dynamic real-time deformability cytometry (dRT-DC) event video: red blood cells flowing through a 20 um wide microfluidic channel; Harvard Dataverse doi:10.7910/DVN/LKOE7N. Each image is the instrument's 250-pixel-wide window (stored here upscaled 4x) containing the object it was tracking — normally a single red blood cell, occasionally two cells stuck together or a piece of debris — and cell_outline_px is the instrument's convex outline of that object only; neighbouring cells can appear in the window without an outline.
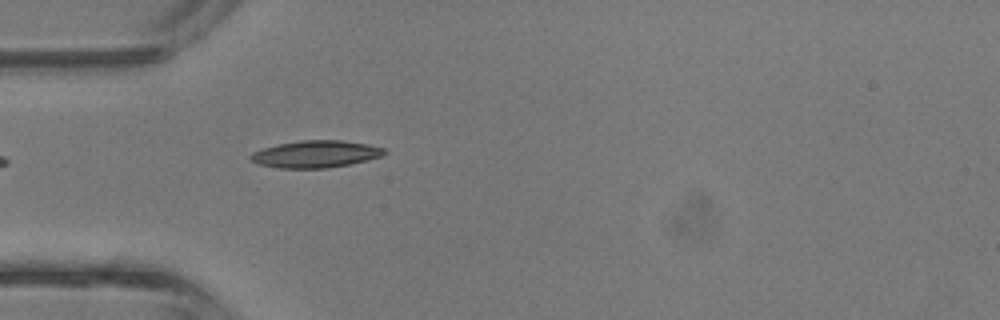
{"species": "common noctule bat (a hibernating species)", "species_latin": "Nyctalus noctula", "temperature_condition": "room temperature", "stored_images_in_passage": 29, "camera_frame_rate_fps": 3000, "um_per_image_px": 0.085, "animal": {"sex": "male", "body_mass_g": 13.3}, "frame": {"image": 1, "passage_image": 1, "time_ms": 0.0, "image_size_px": [1000, 320], "cell_outline_px": [[388, 152], [384, 156], [348, 164], [324, 168], [280, 168], [260, 164], [252, 160], [248, 156], [252, 152], [276, 144], [300, 140], [340, 140], [368, 144], [384, 148]], "centroid_in_image_um": [26.85, 13.08], "position_along_channel_um": 58.2, "area_um2": 21.04}}
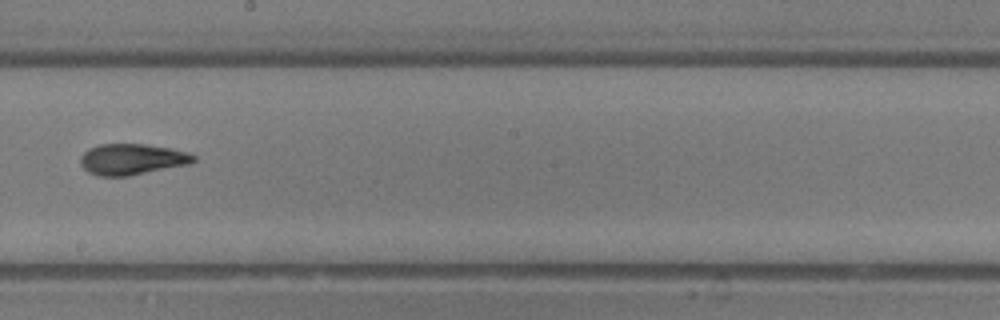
{"frame": {"image": 2, "passage_image": 12, "time_ms": 3.667, "image_size_px": [1000, 320], "cell_outline_px": [[196, 160], [188, 164], [128, 176], [100, 176], [88, 172], [80, 164], [80, 156], [88, 148], [100, 144], [144, 144], [172, 148], [188, 152], [196, 156]], "centroid_in_image_um": [11.2, 13.53], "position_along_channel_um": 237.0, "area_um2": 20.46}}
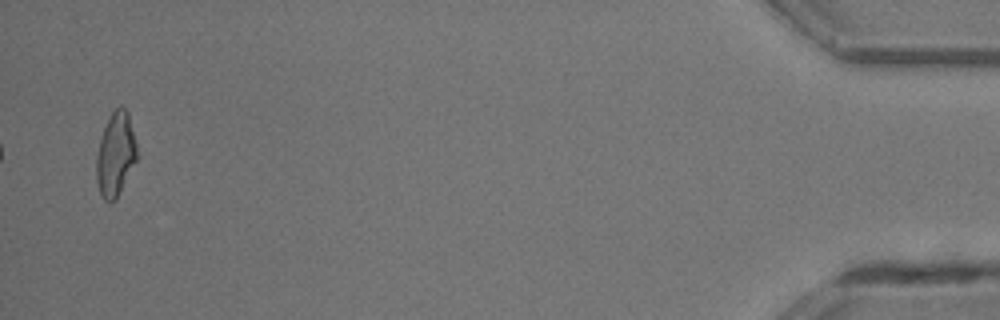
{"frame": {"image": 3, "passage_image": 29, "time_ms": 9.333, "image_size_px": [1000, 320], "cell_outline_px": [[136, 160], [116, 200], [104, 200], [100, 192], [96, 180], [96, 156], [100, 140], [104, 128], [112, 112], [120, 104], [128, 112], [136, 144]], "centroid_in_image_um": [9.81, 13.11], "position_along_channel_um": 425.4, "area_um2": 19.42}, "authors_computed_cell_mechanics": {"area_um2": 19.5942, "velocity_mm_per_s": 4.966, "shape_relaxation_time_tau1_ms": 2.9655, "shape_relaxation_time_tau2_ms": 1.3979, "deformation_change_tau1": 0.1601, "deformation_change_tau2": 0.0925}}